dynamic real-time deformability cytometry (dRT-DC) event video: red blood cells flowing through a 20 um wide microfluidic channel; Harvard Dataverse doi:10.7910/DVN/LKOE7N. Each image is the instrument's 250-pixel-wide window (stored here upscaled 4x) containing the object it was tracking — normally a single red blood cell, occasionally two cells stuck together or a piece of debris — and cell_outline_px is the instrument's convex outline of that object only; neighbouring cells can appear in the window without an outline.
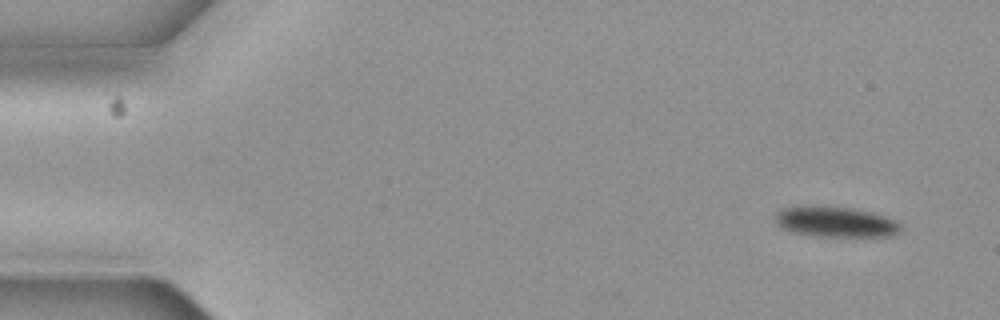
{"species": "common noctule bat (a hibernating species)", "species_latin": "Nyctalus noctula", "temperature_condition": "cold", "stored_images_in_passage": 6, "camera_frame_rate_fps": 3000, "um_per_image_px": 0.085, "animal": {"sex": "female", "body_mass_g": 19.3, "forearm_length_mm": 54.1}, "frame": {"image": 1, "passage_image": 1, "time_ms": 0.0, "image_size_px": [1000, 320], "cell_outline_px": [[900, 228], [896, 232], [888, 236], [820, 236], [796, 232], [784, 228], [776, 224], [776, 212], [784, 208], [796, 204], [820, 204], [856, 208], [888, 216], [896, 220], [900, 224]], "centroid_in_image_um": [70.99, 18.79], "position_along_channel_um": 14.0, "area_um2": 22.72}}
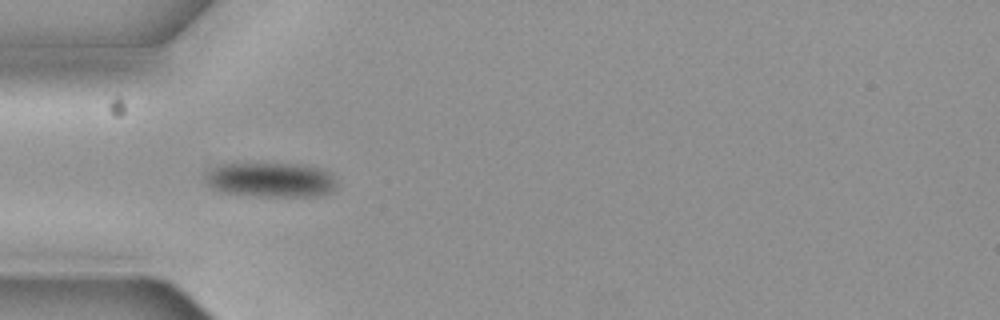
{"frame": {"image": 2, "passage_image": 5, "time_ms": 1.333, "image_size_px": [1000, 320], "cell_outline_px": [[336, 188], [332, 192], [316, 196], [256, 196], [220, 192], [212, 188], [208, 184], [204, 176], [204, 172], [220, 164], [308, 164], [332, 172], [336, 180]], "centroid_in_image_um": [23.04, 15.28], "position_along_channel_um": 62.0, "area_um2": 26.99}}
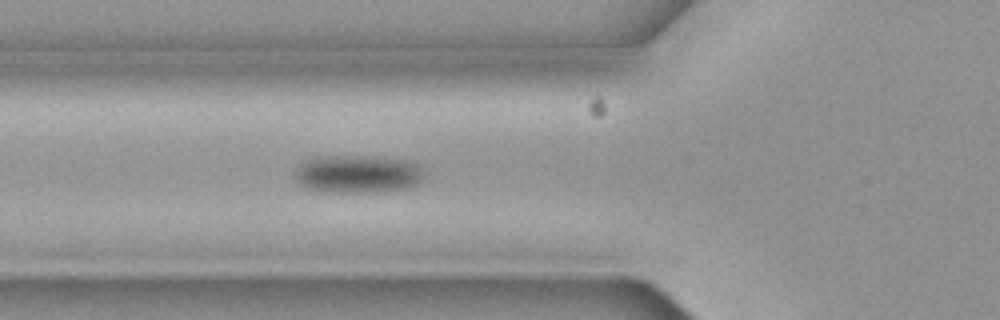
{"frame": {"image": 3, "passage_image": 6, "time_ms": 1.667, "image_size_px": [1000, 320], "cell_outline_px": [[424, 180], [408, 188], [376, 192], [320, 192], [304, 188], [296, 180], [296, 168], [304, 160], [316, 156], [372, 156], [404, 160], [420, 164], [424, 176]], "centroid_in_image_um": [30.39, 14.79], "position_along_channel_um": 95.4, "area_um2": 29.02}}